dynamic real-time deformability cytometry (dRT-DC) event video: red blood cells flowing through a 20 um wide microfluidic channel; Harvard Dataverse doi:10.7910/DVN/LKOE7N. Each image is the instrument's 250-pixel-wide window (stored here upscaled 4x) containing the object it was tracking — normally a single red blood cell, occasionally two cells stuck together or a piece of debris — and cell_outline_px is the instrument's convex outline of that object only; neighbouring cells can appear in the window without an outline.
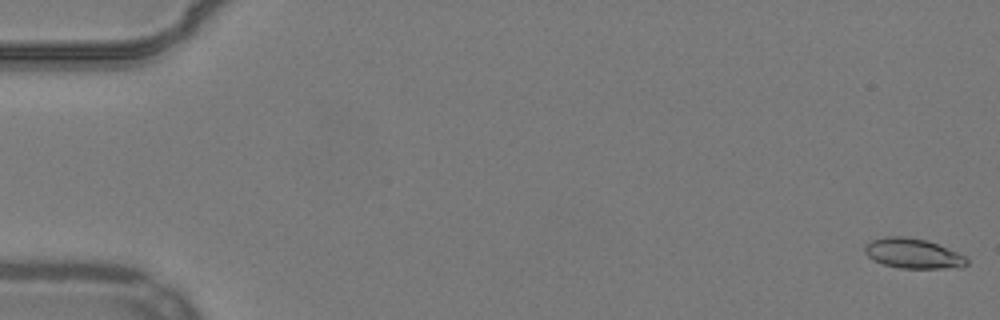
{"species": "common noctule bat (a hibernating species)", "species_latin": "Nyctalus noctula", "temperature_condition": "warm", "stored_images_in_passage": 54, "camera_frame_rate_fps": 3000, "um_per_image_px": 0.085, "animal": {"sex": "male", "body_mass_g": 19.2, "forearm_length_mm": 51.8}, "frame": {"image": 1, "passage_image": 1, "time_ms": 0.0, "image_size_px": [1000, 320], "cell_outline_px": [[968, 264], [960, 268], [900, 268], [884, 264], [868, 256], [864, 252], [864, 248], [872, 240], [888, 236], [904, 236], [928, 240], [956, 252], [964, 256], [968, 260]], "centroid_in_image_um": [77.63, 21.54], "position_along_channel_um": 7.4, "area_um2": 17.63}}
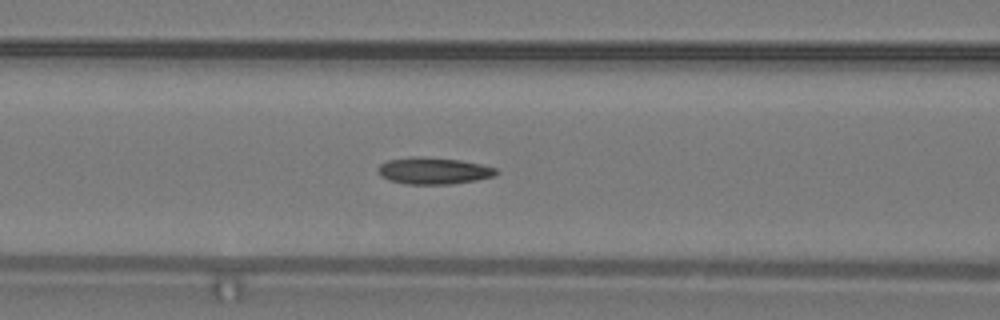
{"frame": {"image": 2, "passage_image": 23, "time_ms": 7.333, "image_size_px": [1000, 320], "cell_outline_px": [[500, 172], [496, 176], [476, 180], [452, 184], [404, 184], [388, 180], [380, 176], [376, 168], [380, 164], [388, 160], [412, 156], [420, 156], [460, 160], [480, 164], [496, 168]], "centroid_in_image_um": [36.84, 14.52], "position_along_channel_um": 129.8, "area_um2": 18.67}}
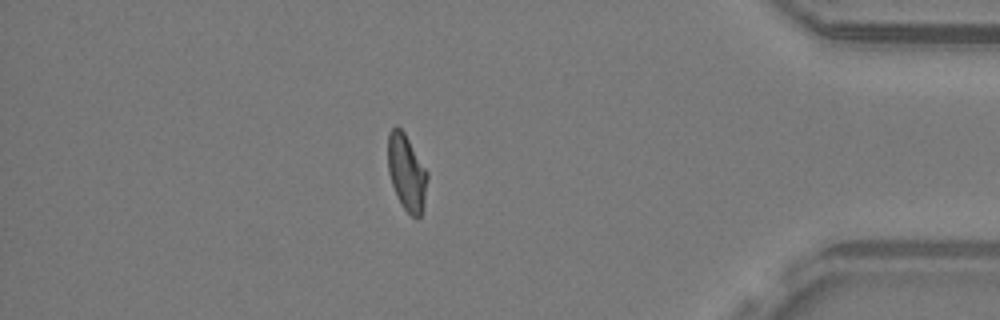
{"frame": {"image": 3, "passage_image": 47, "time_ms": 15.333, "image_size_px": [1000, 320], "cell_outline_px": [[428, 176], [424, 208], [420, 216], [412, 216], [404, 208], [392, 184], [388, 172], [388, 132], [396, 124], [404, 132], [428, 172]], "centroid_in_image_um": [34.57, 14.63], "position_along_channel_um": 400.6, "area_um2": 17.4}, "authors_computed_cell_mechanics": {"area_um2": 17.8024, "velocity_mm_per_s": 3.8644, "shape_relaxation_time_tau1_ms": 9.1077, "shape_relaxation_time_tau2_ms": 2.8241, "deformation_change_tau1": 0.2293, "deformation_change_tau2": 0.0956}}